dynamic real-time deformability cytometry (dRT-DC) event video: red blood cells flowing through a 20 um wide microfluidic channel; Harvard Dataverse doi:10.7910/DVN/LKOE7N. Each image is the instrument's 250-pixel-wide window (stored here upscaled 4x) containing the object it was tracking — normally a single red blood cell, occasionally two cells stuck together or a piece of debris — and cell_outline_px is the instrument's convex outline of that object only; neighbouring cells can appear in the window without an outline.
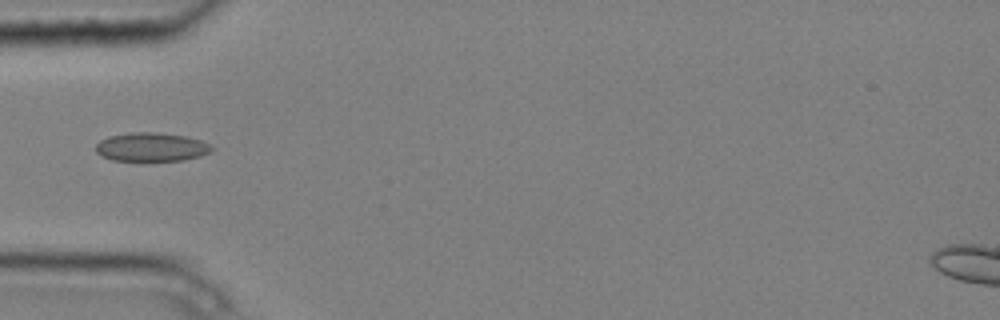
{"species": "common noctule bat (a hibernating species)", "species_latin": "Nyctalus noctula", "temperature_condition": "cold", "stored_images_in_passage": 6, "camera_frame_rate_fps": 3000, "um_per_image_px": 0.085, "animal": {"sex": "male", "body_mass_g": 20.4}, "frame": {"image": 1, "passage_image": 5, "time_ms": 1.333, "image_size_px": [1000, 320], "cell_outline_px": [[212, 152], [200, 156], [184, 160], [112, 160], [100, 156], [96, 152], [96, 144], [100, 140], [108, 136], [132, 132], [156, 132], [188, 136], [200, 140], [208, 144], [212, 148]], "centroid_in_image_um": [12.85, 12.49], "position_along_channel_um": 72.2, "area_um2": 19.42}}
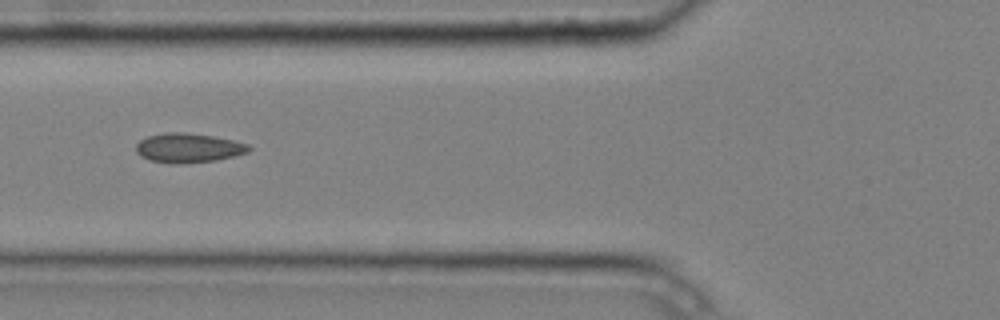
{"frame": {"image": 2, "passage_image": 6, "time_ms": 1.667, "image_size_px": [1000, 320], "cell_outline_px": [[252, 148], [248, 152], [216, 160], [180, 164], [168, 164], [152, 160], [140, 156], [136, 152], [136, 144], [140, 140], [148, 136], [164, 132], [188, 132], [212, 136], [232, 140], [248, 144]], "centroid_in_image_um": [15.98, 12.57], "position_along_channel_um": 109.8, "area_um2": 19.36}}